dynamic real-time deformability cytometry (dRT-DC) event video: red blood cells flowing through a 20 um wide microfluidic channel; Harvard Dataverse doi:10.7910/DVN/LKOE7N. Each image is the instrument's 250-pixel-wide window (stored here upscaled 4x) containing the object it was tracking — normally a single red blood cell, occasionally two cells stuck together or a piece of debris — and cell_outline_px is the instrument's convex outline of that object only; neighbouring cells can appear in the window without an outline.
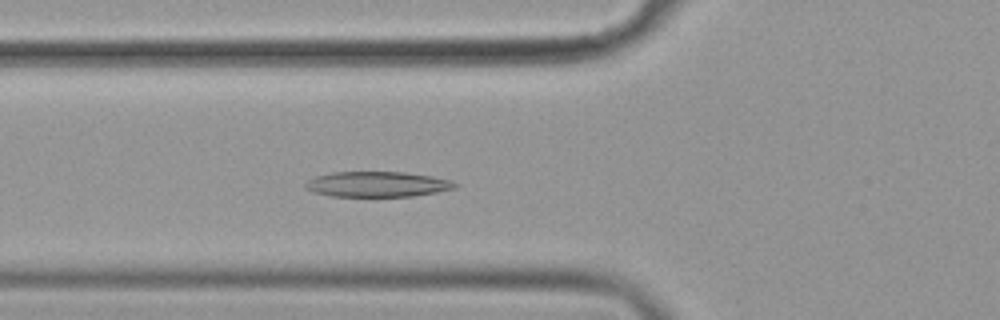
{"species": "common noctule bat (a hibernating species)", "species_latin": "Nyctalus noctula", "temperature_condition": "cold", "stored_images_in_passage": 37, "camera_frame_rate_fps": 3000, "um_per_image_px": 0.085, "animal": {"sex": "female", "body_mass_g": 19.9}, "frame": {"image": 1, "passage_image": 10, "time_ms": 3.0, "image_size_px": [1000, 320], "cell_outline_px": [[460, 184], [456, 188], [436, 192], [412, 196], [332, 196], [312, 192], [304, 188], [304, 184], [308, 180], [316, 176], [332, 172], [404, 172], [432, 176], [448, 180]], "centroid_in_image_um": [32.05, 15.66], "position_along_channel_um": 93.8, "area_um2": 22.08}}
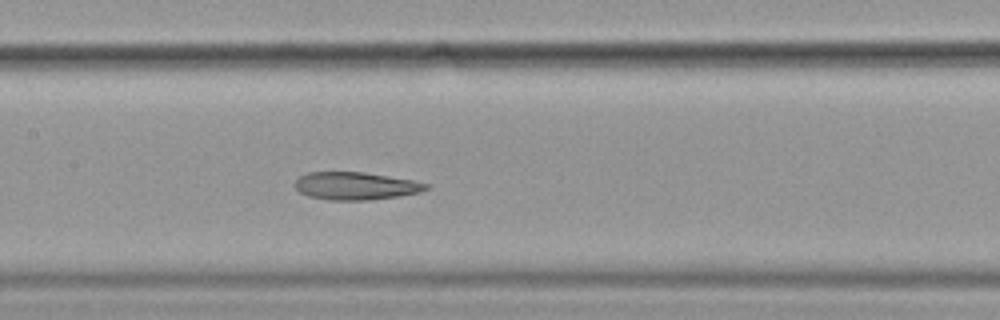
{"frame": {"image": 2, "passage_image": 17, "time_ms": 5.333, "image_size_px": [1000, 320], "cell_outline_px": [[428, 188], [420, 192], [400, 196], [368, 200], [332, 200], [308, 196], [300, 192], [296, 188], [296, 180], [300, 176], [308, 172], [364, 172], [412, 180], [428, 184]], "centroid_in_image_um": [30.23, 15.8], "position_along_channel_um": 177.2, "area_um2": 20.98}}
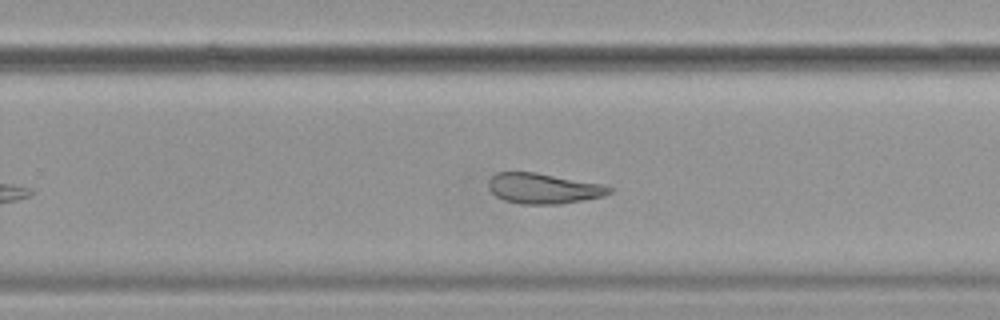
{"frame": {"image": 3, "passage_image": 26, "time_ms": 8.333, "image_size_px": [1000, 320], "cell_outline_px": [[612, 192], [604, 196], [584, 200], [560, 204], [520, 204], [504, 200], [496, 196], [488, 188], [488, 180], [496, 172], [536, 172], [600, 184], [612, 188]], "centroid_in_image_um": [46.16, 16.02], "position_along_channel_um": 283.6, "area_um2": 21.39}, "authors_computed_cell_mechanics": {"area_um2": 21.4438, "velocity_mm_per_s": 3.5714, "shape_relaxation_time_tau1_ms": 5.7891, "shape_relaxation_time_tau2_ms": 3.5455, "deformation_change_tau1": 0.1713, "deformation_change_tau2": 0.1134}}